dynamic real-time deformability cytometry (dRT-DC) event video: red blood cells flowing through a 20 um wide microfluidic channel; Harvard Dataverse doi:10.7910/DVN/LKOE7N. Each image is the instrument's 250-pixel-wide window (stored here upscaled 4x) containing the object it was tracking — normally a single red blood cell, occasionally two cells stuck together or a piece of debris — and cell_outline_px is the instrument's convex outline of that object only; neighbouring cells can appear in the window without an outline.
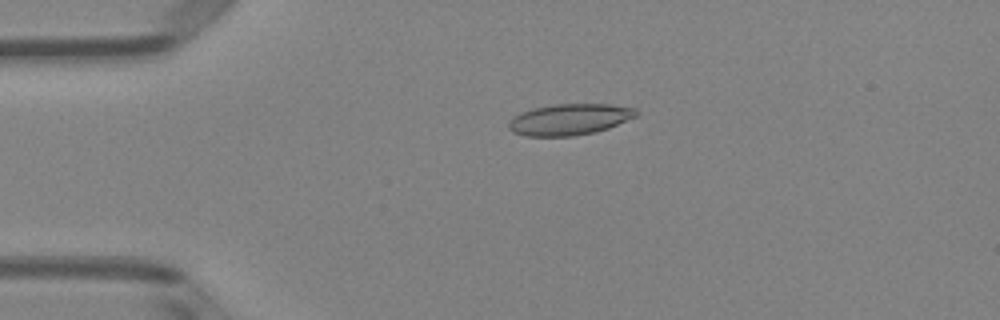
{"species": "Egyptian fruit bat (a non-hibernating species)", "species_latin": "Rousettus aegyptiacus", "temperature_condition": "room temperature", "stored_images_in_passage": 43, "camera_frame_rate_fps": 3000, "um_per_image_px": 0.085, "animal": {"sex": "female"}, "frame": {"image": 1, "passage_image": 12, "time_ms": 3.667, "image_size_px": [1000, 320], "cell_outline_px": [[636, 116], [608, 128], [596, 132], [572, 136], [528, 136], [512, 132], [508, 128], [508, 120], [512, 116], [520, 112], [532, 108], [552, 104], [612, 104], [636, 108]], "centroid_in_image_um": [48.35, 10.14], "position_along_channel_um": 36.6, "area_um2": 23.35}}
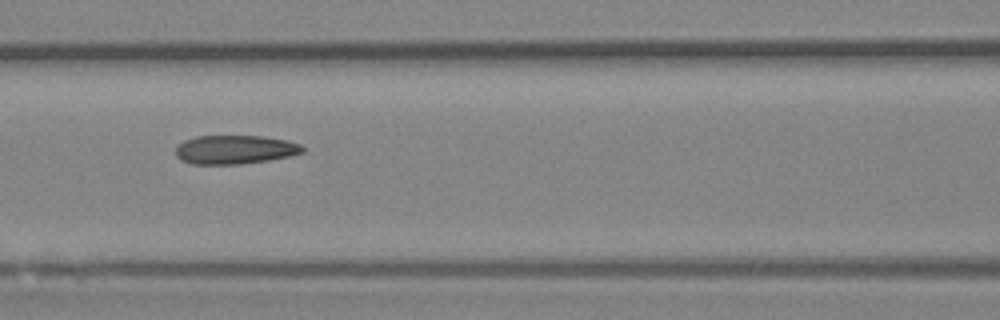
{"frame": {"image": 2, "passage_image": 23, "time_ms": 7.333, "image_size_px": [1000, 320], "cell_outline_px": [[304, 152], [288, 156], [268, 160], [240, 164], [192, 164], [180, 160], [176, 156], [176, 148], [184, 140], [196, 136], [264, 136], [288, 140], [300, 144], [304, 148]], "centroid_in_image_um": [19.96, 12.71], "position_along_channel_um": 146.6, "area_um2": 21.33}}
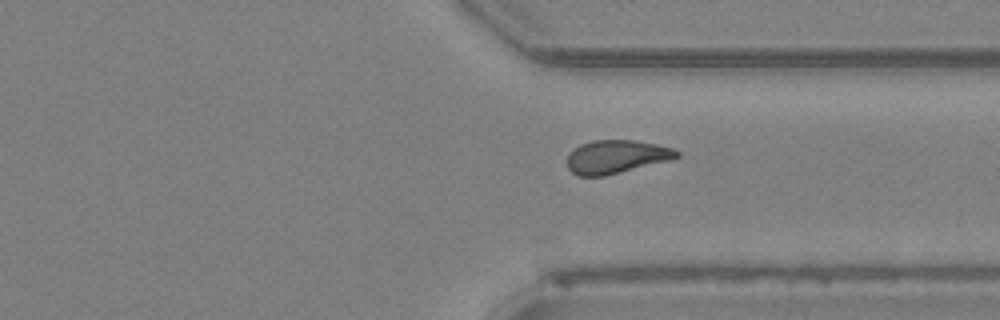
{"frame": {"image": 3, "passage_image": 39, "time_ms": 12.667, "image_size_px": [1000, 320], "cell_outline_px": [[680, 156], [672, 160], [604, 176], [576, 176], [568, 168], [568, 152], [580, 144], [592, 140], [632, 140], [656, 144], [672, 148], [680, 152]], "centroid_in_image_um": [52.38, 13.32], "position_along_channel_um": 359.0, "area_um2": 21.44}, "authors_computed_cell_mechanics": {"area_um2": 21.964, "velocity_mm_per_s": 3.9812, "shape_relaxation_time_tau1_ms": 9.9703, "shape_relaxation_time_tau2_ms": 3.1914, "deformation_change_tau1": 0.213, "deformation_change_tau2": 0.1009}}